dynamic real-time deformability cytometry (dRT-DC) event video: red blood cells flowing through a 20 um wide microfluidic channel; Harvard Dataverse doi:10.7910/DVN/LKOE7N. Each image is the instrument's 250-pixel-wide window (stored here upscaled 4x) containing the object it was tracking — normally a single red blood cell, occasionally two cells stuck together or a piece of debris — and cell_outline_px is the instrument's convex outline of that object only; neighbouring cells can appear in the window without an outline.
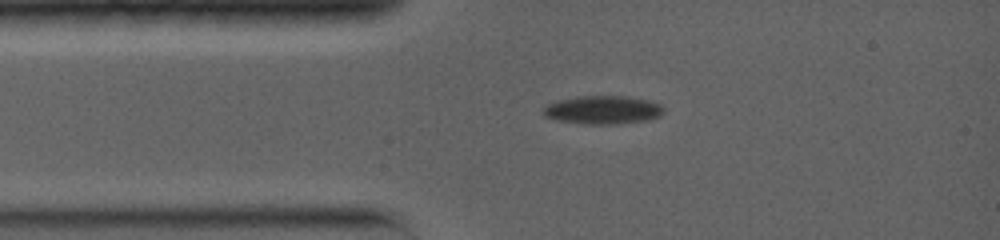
{"species": "common noctule bat (a hibernating species)", "species_latin": "Nyctalus noctula", "temperature_condition": "warm", "stored_images_in_passage": 9, "camera_frame_rate_fps": 5000, "um_per_image_px": 0.085, "animal": {"sex": "female", "body_mass_g": 19.0, "forearm_length_mm": 56.7}, "frame": {"image": 1, "passage_image": 4, "time_ms": 2.2, "image_size_px": [1000, 240], "cell_outline_px": [[664, 112], [660, 116], [648, 120], [620, 124], [588, 124], [556, 120], [544, 116], [544, 108], [548, 104], [556, 100], [576, 96], [628, 96], [648, 100], [660, 104], [664, 108]], "centroid_in_image_um": [51.26, 9.34], "position_along_channel_um": 33.7, "area_um2": 20.06}}
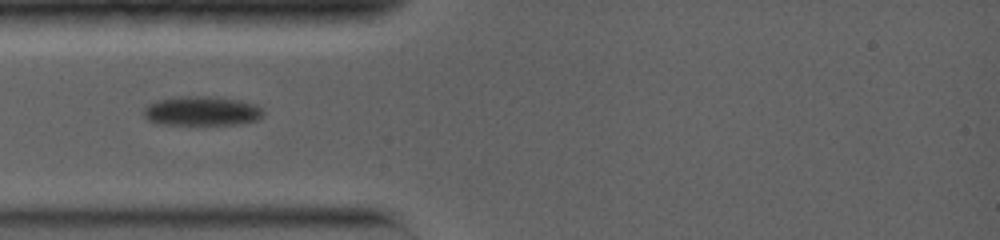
{"frame": {"image": 2, "passage_image": 6, "time_ms": 3.4, "image_size_px": [1000, 240], "cell_outline_px": [[264, 116], [256, 120], [236, 124], [160, 124], [148, 120], [144, 116], [144, 108], [148, 104], [156, 100], [180, 96], [204, 96], [236, 100], [256, 104], [264, 112]], "centroid_in_image_um": [17.13, 9.43], "position_along_channel_um": 67.9, "area_um2": 20.29}}
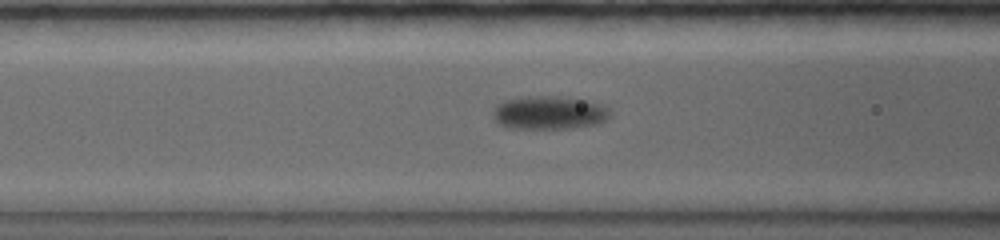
{"frame": {"image": 3, "passage_image": 9, "time_ms": 4.8, "image_size_px": [1000, 240], "cell_outline_px": [[608, 116], [604, 120], [596, 124], [572, 128], [508, 128], [496, 124], [492, 112], [496, 104], [504, 100], [528, 96], [560, 96], [584, 100], [600, 104], [608, 108]], "centroid_in_image_um": [46.59, 9.58], "position_along_channel_um": 120.0, "area_um2": 22.72}}